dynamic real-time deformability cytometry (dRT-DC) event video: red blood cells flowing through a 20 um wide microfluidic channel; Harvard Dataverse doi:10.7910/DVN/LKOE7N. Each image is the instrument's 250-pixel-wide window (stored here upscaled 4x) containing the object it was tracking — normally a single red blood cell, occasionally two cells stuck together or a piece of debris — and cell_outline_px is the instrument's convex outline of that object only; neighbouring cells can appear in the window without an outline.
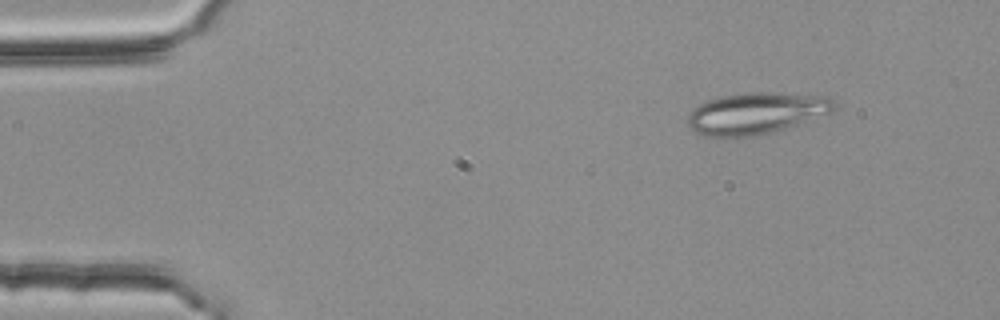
{"species": "common noctule bat (a hibernating species)", "species_latin": "Nyctalus noctula", "temperature_condition": "room temperature", "stored_images_in_passage": 53, "camera_frame_rate_fps": 3000, "um_per_image_px": 0.085, "animal": {"sex": "female", "body_mass_g": 25.1}, "frame": {"image": 1, "passage_image": 6, "time_ms": 1.667, "image_size_px": [1000, 320], "cell_outline_px": [[836, 104], [832, 112], [772, 132], [756, 136], [704, 136], [696, 132], [688, 124], [688, 112], [692, 108], [708, 100], [720, 96], [748, 92], [772, 92], [828, 96]], "centroid_in_image_um": [64.26, 9.61], "position_along_channel_um": 20.7, "area_um2": 35.26}}
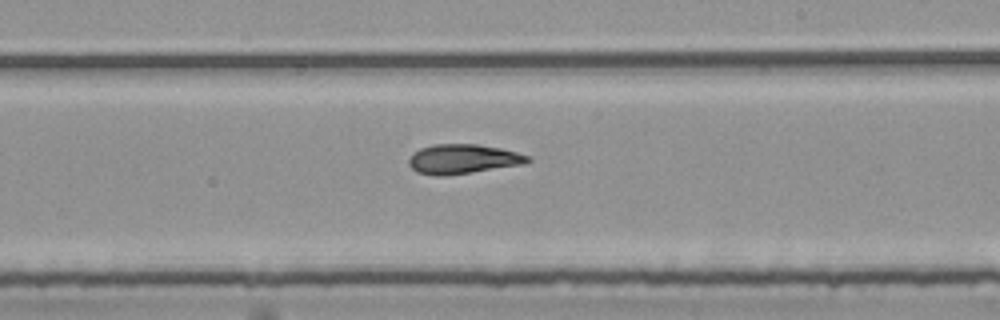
{"frame": {"image": 2, "passage_image": 31, "time_ms": 10.0, "image_size_px": [1000, 320], "cell_outline_px": [[532, 160], [528, 164], [444, 176], [436, 176], [416, 172], [408, 164], [408, 160], [420, 148], [436, 144], [476, 144], [500, 148], [532, 156]], "centroid_in_image_um": [39.41, 13.53], "position_along_channel_um": 249.6, "area_um2": 20.58}}
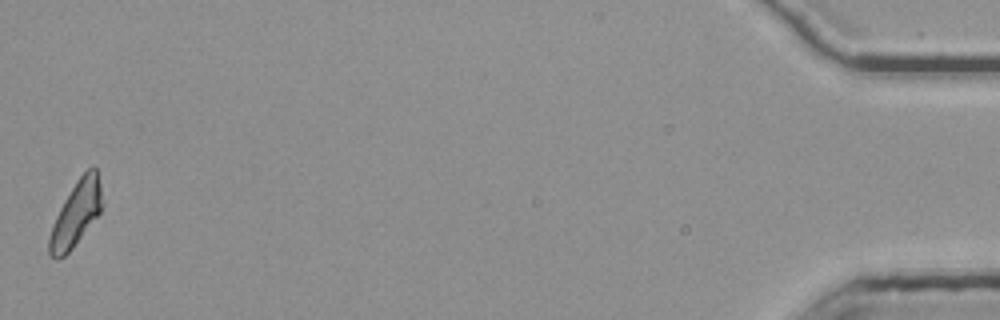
{"frame": {"image": 3, "passage_image": 53, "time_ms": 17.333, "image_size_px": [1000, 320], "cell_outline_px": [[104, 204], [100, 212], [72, 248], [64, 256], [56, 260], [48, 252], [48, 240], [56, 216], [64, 200], [76, 180], [92, 164], [96, 168], [100, 184]], "centroid_in_image_um": [6.48, 18.14], "position_along_channel_um": 428.7, "area_um2": 19.77}, "authors_computed_cell_mechanics": {"area_um2": 20.4612, "velocity_mm_per_s": 3.7889, "shape_relaxation_time_tau1_ms": null, "shape_relaxation_time_tau2_ms": 5.3682, "deformation_change_tau1": null, "deformation_change_tau2": 0.1395}}